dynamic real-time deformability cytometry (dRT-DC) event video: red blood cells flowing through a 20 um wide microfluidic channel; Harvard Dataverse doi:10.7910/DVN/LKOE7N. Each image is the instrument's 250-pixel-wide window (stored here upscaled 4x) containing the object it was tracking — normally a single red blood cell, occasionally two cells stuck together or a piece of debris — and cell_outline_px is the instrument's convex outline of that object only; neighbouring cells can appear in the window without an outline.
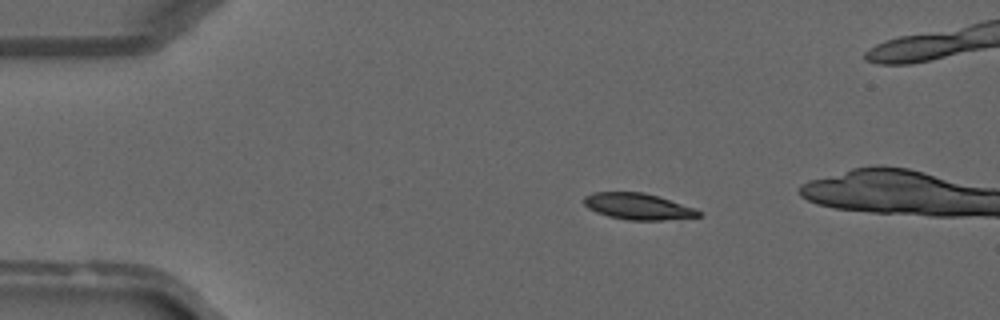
{"species": "common noctule bat (a hibernating species)", "species_latin": "Nyctalus noctula", "temperature_condition": "warm", "stored_images_in_passage": 35, "camera_frame_rate_fps": 3000, "um_per_image_px": 0.085, "animal": {"sex": "male", "forearm_length_mm": 52.5}, "frame": {"image": 1, "passage_image": 7, "time_ms": 2.0, "image_size_px": [1000, 320], "cell_outline_px": [[700, 216], [664, 220], [628, 220], [608, 216], [596, 212], [588, 208], [584, 204], [584, 196], [592, 192], [644, 192], [696, 208], [700, 212]], "centroid_in_image_um": [54.2, 17.54], "position_along_channel_um": 30.8, "area_um2": 17.51}}
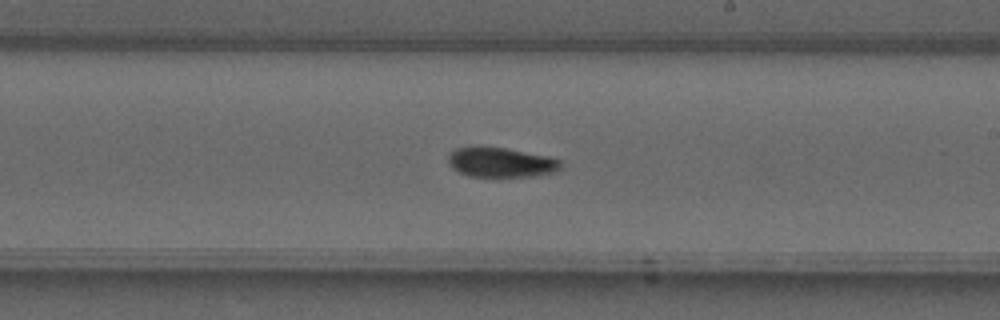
{"frame": {"image": 2, "passage_image": 23, "time_ms": 7.333, "image_size_px": [1000, 320], "cell_outline_px": [[560, 172], [532, 176], [468, 176], [452, 168], [448, 164], [448, 156], [456, 148], [504, 148], [548, 156], [560, 160]], "centroid_in_image_um": [42.62, 13.82], "position_along_channel_um": 246.4, "area_um2": 19.13}}
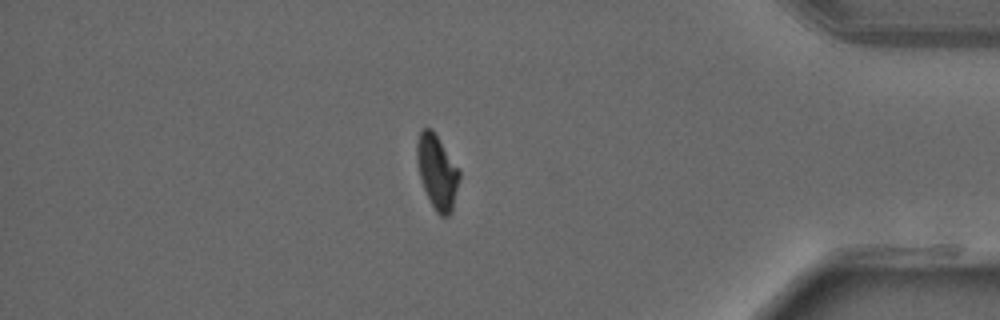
{"frame": {"image": 3, "passage_image": 34, "time_ms": 11.0, "image_size_px": [1000, 320], "cell_outline_px": [[460, 176], [452, 212], [448, 216], [440, 216], [436, 212], [424, 188], [420, 176], [416, 160], [416, 144], [420, 132], [424, 128], [432, 128], [460, 172]], "centroid_in_image_um": [37.15, 14.61], "position_along_channel_um": 398.1, "area_um2": 18.03}}